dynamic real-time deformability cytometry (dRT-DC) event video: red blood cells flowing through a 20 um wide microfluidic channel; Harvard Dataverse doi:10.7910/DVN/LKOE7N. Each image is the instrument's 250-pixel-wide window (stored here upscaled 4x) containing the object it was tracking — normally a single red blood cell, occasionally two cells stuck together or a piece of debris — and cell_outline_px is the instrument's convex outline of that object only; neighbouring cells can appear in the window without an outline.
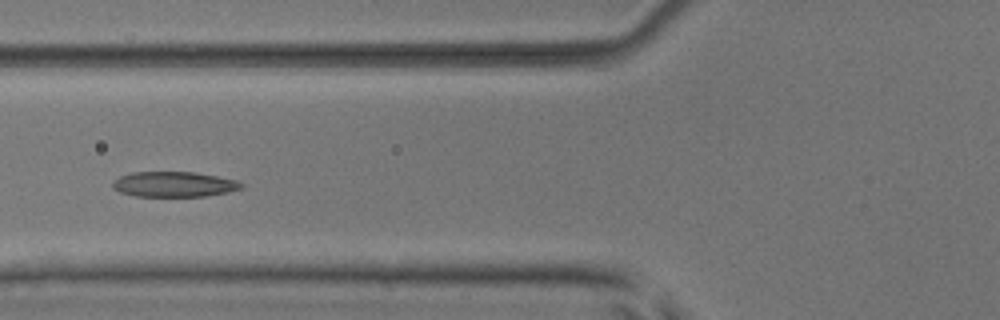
{"species": "common noctule bat (a hibernating species)", "species_latin": "Nyctalus noctula", "temperature_condition": "room temperature", "stored_images_in_passage": 6, "camera_frame_rate_fps": 3000, "um_per_image_px": 0.085, "animal": {"sex": "male", "body_mass_g": 17.9, "forearm_length_mm": 54.2}, "frame": {"image": 1, "passage_image": 6, "time_ms": 5.667, "image_size_px": [1000, 320], "cell_outline_px": [[244, 188], [228, 192], [204, 196], [136, 196], [120, 192], [112, 188], [112, 184], [120, 176], [132, 172], [196, 172], [236, 180], [244, 184]], "centroid_in_image_um": [14.81, 15.66], "position_along_channel_um": 111.0, "area_um2": 18.9}}